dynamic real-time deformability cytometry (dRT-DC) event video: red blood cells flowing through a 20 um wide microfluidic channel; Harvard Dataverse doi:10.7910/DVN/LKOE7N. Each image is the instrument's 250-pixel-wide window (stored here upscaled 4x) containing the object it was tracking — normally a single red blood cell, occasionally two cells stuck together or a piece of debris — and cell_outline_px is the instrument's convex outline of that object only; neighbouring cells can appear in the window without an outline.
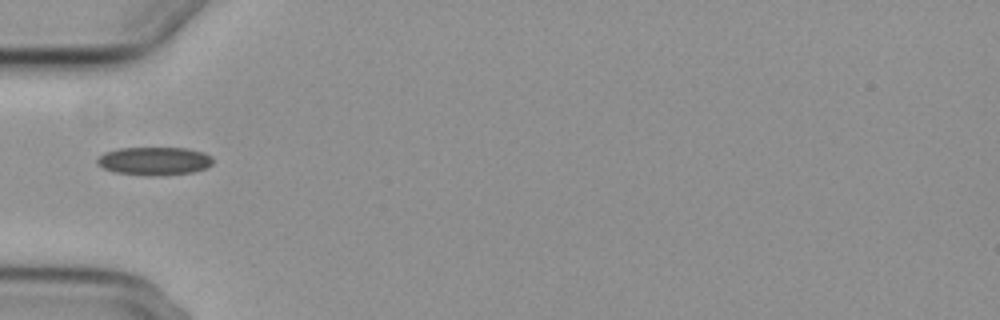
{"species": "common noctule bat (a hibernating species)", "species_latin": "Nyctalus noctula", "temperature_condition": "cold", "stored_images_in_passage": 2, "camera_frame_rate_fps": 3000, "um_per_image_px": 0.085, "animal": {"sex": "female", "body_mass_g": 29.2, "forearm_length_mm": 56.3}, "frame": {"image": 1, "passage_image": 2, "time_ms": 2.0, "image_size_px": [1000, 320], "cell_outline_px": [[212, 164], [204, 168], [192, 172], [116, 172], [104, 168], [96, 164], [96, 160], [104, 152], [120, 148], [188, 148], [204, 152], [212, 156]], "centroid_in_image_um": [13.12, 13.61], "position_along_channel_um": 71.9, "area_um2": 17.8}}